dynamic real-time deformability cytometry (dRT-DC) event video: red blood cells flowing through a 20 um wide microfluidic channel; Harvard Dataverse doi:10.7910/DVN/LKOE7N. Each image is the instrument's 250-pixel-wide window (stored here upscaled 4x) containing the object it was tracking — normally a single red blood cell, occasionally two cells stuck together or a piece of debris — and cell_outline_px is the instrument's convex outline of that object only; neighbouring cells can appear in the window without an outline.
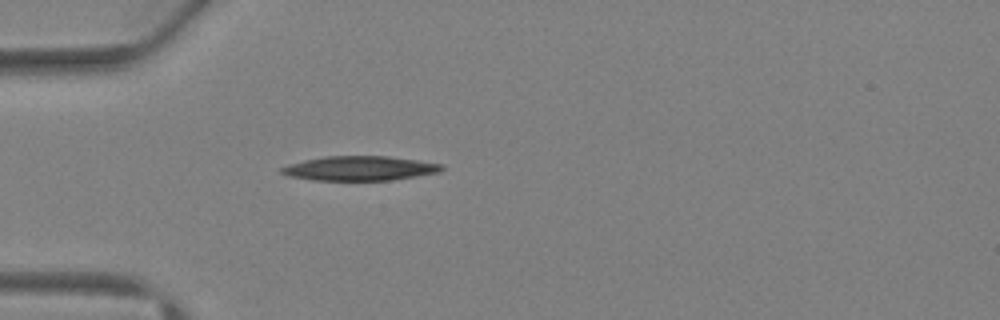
{"species": "Egyptian fruit bat (a non-hibernating species)", "species_latin": "Rousettus aegyptiacus", "temperature_condition": "warm", "stored_images_in_passage": 31, "camera_frame_rate_fps": 3000, "um_per_image_px": 0.085, "animal": {"sex": "female"}, "frame": {"image": 1, "passage_image": 1, "time_ms": 0.0, "image_size_px": [1000, 320], "cell_outline_px": [[444, 168], [440, 172], [392, 180], [312, 180], [288, 176], [280, 172], [280, 168], [288, 164], [304, 160], [324, 156], [388, 156], [444, 164]], "centroid_in_image_um": [30.57, 14.3], "position_along_channel_um": 54.4, "area_um2": 22.89}}
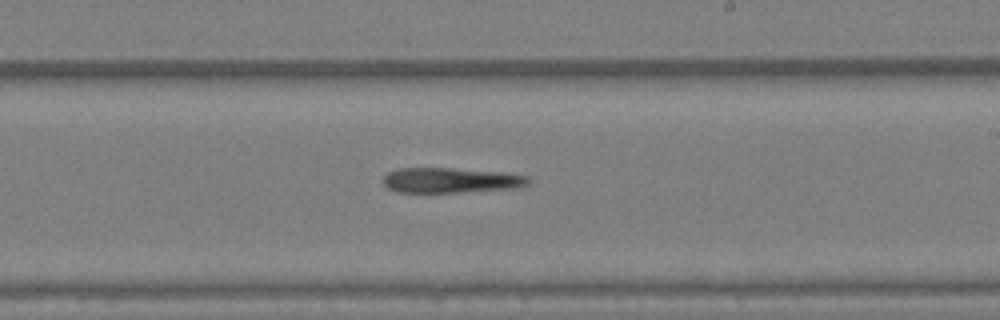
{"frame": {"image": 2, "passage_image": 14, "time_ms": 4.333, "image_size_px": [1000, 320], "cell_outline_px": [[528, 184], [524, 188], [460, 192], [396, 192], [388, 188], [380, 180], [388, 172], [396, 168], [452, 168], [504, 172], [528, 176]], "centroid_in_image_um": [38.32, 15.32], "position_along_channel_um": 250.7, "area_um2": 21.62}}
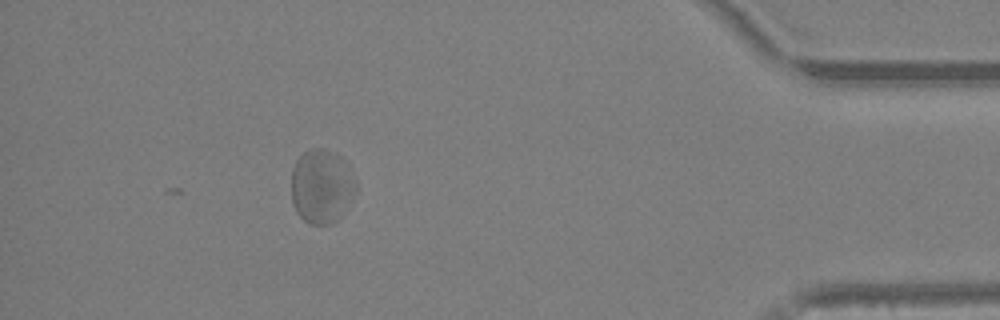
{"frame": {"image": 3, "passage_image": 27, "time_ms": 8.667, "image_size_px": [1000, 320], "cell_outline_px": [[356, 192], [344, 212], [332, 224], [308, 224], [296, 212], [292, 200], [292, 168], [296, 160], [304, 152], [312, 148], [324, 148], [336, 152], [348, 164], [356, 180]], "centroid_in_image_um": [27.35, 15.82], "position_along_channel_um": 407.8, "area_um2": 28.21}}